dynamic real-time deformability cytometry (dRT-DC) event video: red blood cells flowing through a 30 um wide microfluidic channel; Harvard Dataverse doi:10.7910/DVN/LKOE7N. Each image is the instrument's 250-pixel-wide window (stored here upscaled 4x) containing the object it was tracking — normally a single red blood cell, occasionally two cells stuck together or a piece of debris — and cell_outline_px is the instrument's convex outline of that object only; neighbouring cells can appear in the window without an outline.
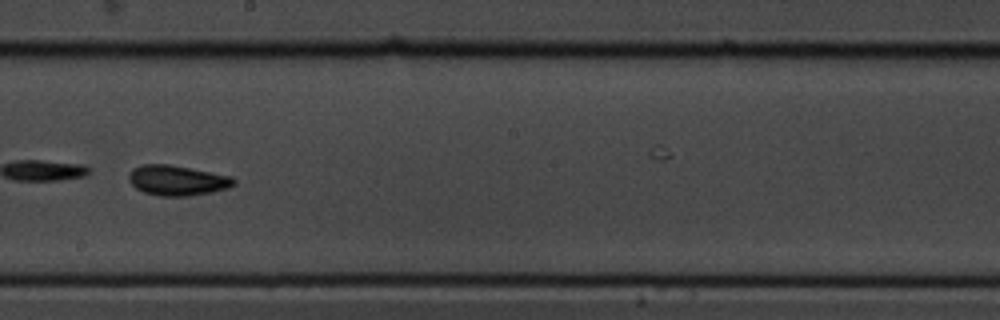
{"species": "common noctule bat (a hibernating species)", "species_latin": "Nyctalus noctula", "temperature_condition": "cold", "stored_images_in_passage": 36, "camera_frame_rate_fps": 3000, "um_per_image_px": 0.085, "animal": {"sex": "male", "body_mass_g": 19.5, "forearm_length_mm": 54.6}, "frame": {"image": 1, "passage_image": 17, "time_ms": 5.333, "image_size_px": [1000, 320], "cell_outline_px": [[236, 184], [228, 188], [212, 192], [188, 196], [160, 196], [144, 192], [136, 188], [128, 180], [128, 172], [132, 168], [144, 164], [168, 164], [232, 176], [236, 180]], "centroid_in_image_um": [15.06, 15.33], "position_along_channel_um": 233.1, "area_um2": 18.55}}